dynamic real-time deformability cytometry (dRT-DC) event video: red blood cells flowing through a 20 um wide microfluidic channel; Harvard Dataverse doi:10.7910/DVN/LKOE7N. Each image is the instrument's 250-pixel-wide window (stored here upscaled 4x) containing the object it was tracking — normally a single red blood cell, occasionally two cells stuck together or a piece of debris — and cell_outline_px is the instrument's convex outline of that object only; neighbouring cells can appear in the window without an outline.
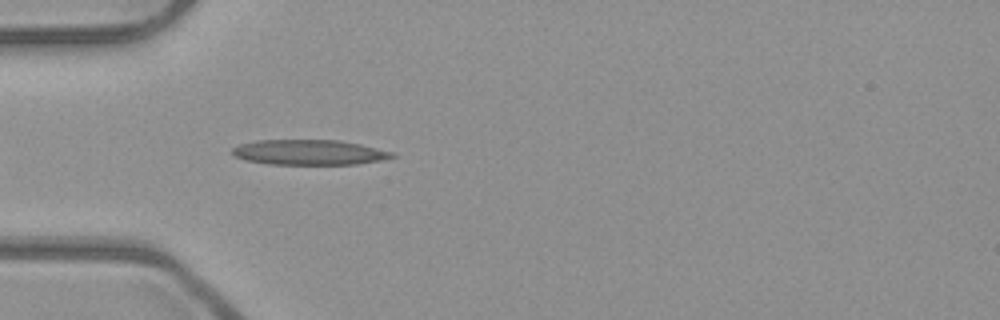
{"species": "common noctule bat (a hibernating species)", "species_latin": "Nyctalus noctula", "temperature_condition": "room temperature", "stored_images_in_passage": 18, "camera_frame_rate_fps": 3000, "um_per_image_px": 0.085, "animal": {"sex": "male", "body_mass_g": 23.1, "forearm_length_mm": 52.7}, "frame": {"image": 1, "passage_image": 3, "time_ms": 0.667, "image_size_px": [1000, 320], "cell_outline_px": [[396, 156], [380, 160], [356, 164], [268, 164], [244, 160], [236, 156], [232, 152], [232, 148], [240, 144], [256, 140], [340, 140], [360, 144], [396, 152]], "centroid_in_image_um": [26.29, 12.94], "position_along_channel_um": 58.7, "area_um2": 23.47}}
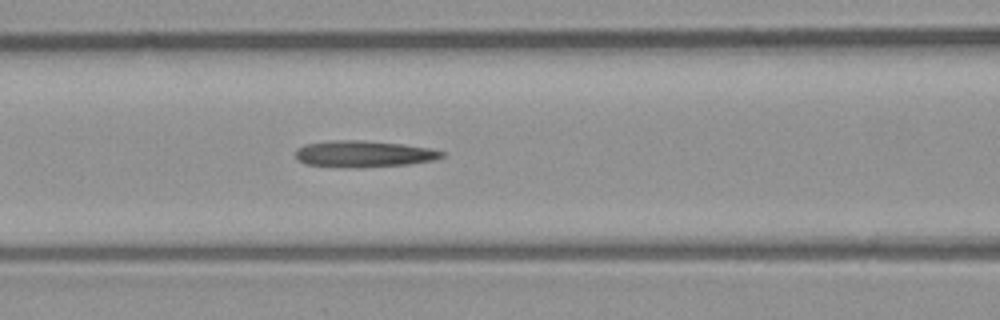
{"frame": {"image": 2, "passage_image": 9, "time_ms": 2.667, "image_size_px": [1000, 320], "cell_outline_px": [[444, 156], [432, 160], [408, 164], [356, 168], [304, 164], [296, 156], [296, 148], [304, 144], [332, 140], [360, 140], [404, 144], [428, 148], [444, 152]], "centroid_in_image_um": [30.88, 13.07], "position_along_channel_um": 135.7, "area_um2": 22.48}}
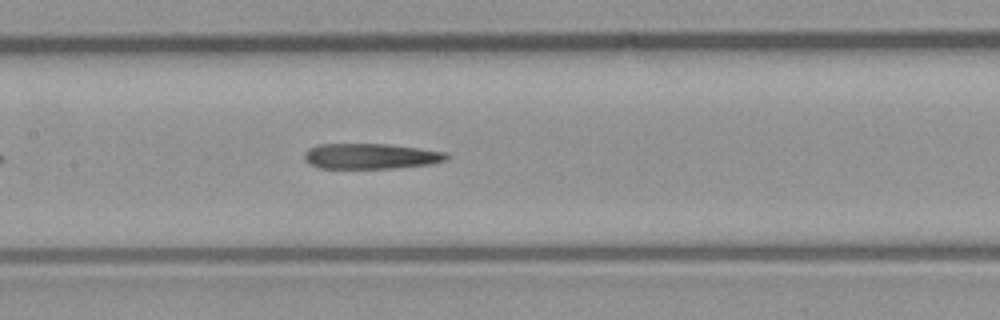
{"frame": {"image": 3, "passage_image": 12, "time_ms": 3.667, "image_size_px": [1000, 320], "cell_outline_px": [[448, 160], [432, 164], [396, 168], [320, 168], [308, 164], [304, 156], [304, 152], [308, 148], [320, 144], [388, 144], [448, 152]], "centroid_in_image_um": [31.53, 13.28], "position_along_channel_um": 175.9, "area_um2": 21.27}}